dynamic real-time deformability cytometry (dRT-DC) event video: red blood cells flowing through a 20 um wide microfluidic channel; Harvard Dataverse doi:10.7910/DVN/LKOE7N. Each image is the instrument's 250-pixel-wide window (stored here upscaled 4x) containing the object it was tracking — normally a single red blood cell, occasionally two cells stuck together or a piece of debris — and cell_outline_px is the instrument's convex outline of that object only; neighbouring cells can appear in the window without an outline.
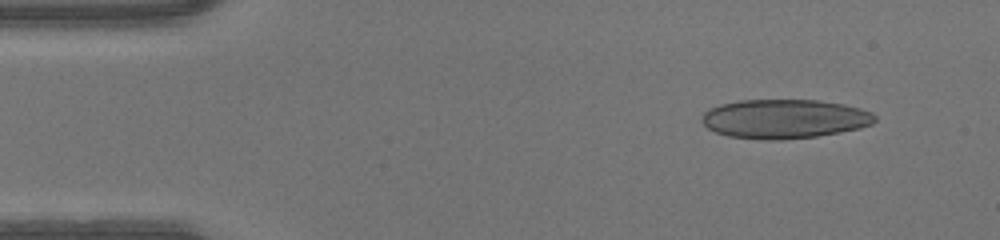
{"species": "human", "species_latin": "Homo sapiens", "temperature_condition": "warm", "stored_images_in_passage": 46, "camera_frame_rate_fps": 3000, "um_per_image_px": 0.085, "donor": {"sex": "male"}, "frame": {"image": 1, "passage_image": 4, "time_ms": 1.0, "image_size_px": [1000, 240], "cell_outline_px": [[876, 120], [872, 124], [860, 128], [840, 132], [816, 136], [780, 140], [768, 140], [728, 136], [716, 132], [708, 128], [700, 120], [704, 112], [708, 108], [720, 104], [740, 100], [816, 100], [844, 104], [860, 108], [872, 112], [876, 116]], "centroid_in_image_um": [66.67, 10.1], "position_along_channel_um": 18.3, "area_um2": 39.59}}
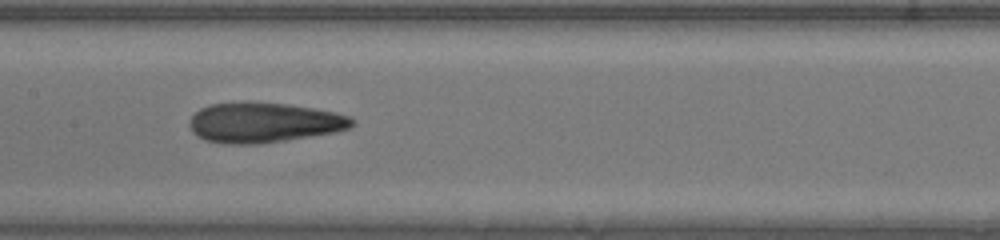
{"frame": {"image": 2, "passage_image": 22, "time_ms": 7.0, "image_size_px": [1000, 240], "cell_outline_px": [[356, 124], [348, 128], [332, 132], [284, 140], [256, 144], [228, 144], [204, 140], [196, 136], [192, 132], [188, 124], [188, 120], [200, 108], [208, 104], [248, 100], [288, 104], [336, 112], [348, 116], [356, 120]], "centroid_in_image_um": [22.36, 10.39], "position_along_channel_um": 185.0, "area_um2": 38.38}}
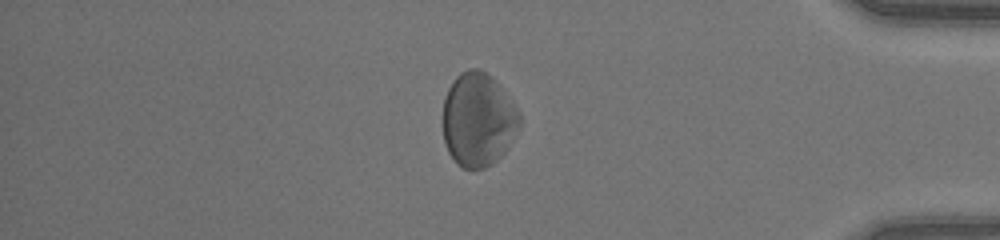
{"frame": {"image": 3, "passage_image": 39, "time_ms": 12.667, "image_size_px": [1000, 240], "cell_outline_px": [[520, 124], [504, 152], [492, 164], [484, 168], [464, 168], [456, 164], [448, 152], [444, 144], [444, 96], [448, 88], [456, 76], [460, 72], [468, 68], [476, 68], [492, 76], [512, 100], [520, 116]], "centroid_in_image_um": [40.62, 10.15], "position_along_channel_um": 394.6, "area_um2": 41.73}}